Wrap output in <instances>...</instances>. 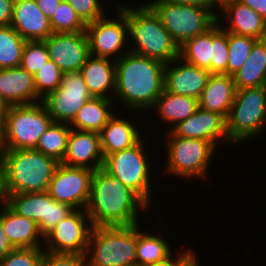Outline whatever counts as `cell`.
<instances>
[{"mask_svg": "<svg viewBox=\"0 0 266 266\" xmlns=\"http://www.w3.org/2000/svg\"><path fill=\"white\" fill-rule=\"evenodd\" d=\"M48 59V50L44 41H26L20 66L34 75Z\"/></svg>", "mask_w": 266, "mask_h": 266, "instance_id": "38", "label": "cell"}, {"mask_svg": "<svg viewBox=\"0 0 266 266\" xmlns=\"http://www.w3.org/2000/svg\"><path fill=\"white\" fill-rule=\"evenodd\" d=\"M8 105L0 98V128L3 126Z\"/></svg>", "mask_w": 266, "mask_h": 266, "instance_id": "52", "label": "cell"}, {"mask_svg": "<svg viewBox=\"0 0 266 266\" xmlns=\"http://www.w3.org/2000/svg\"><path fill=\"white\" fill-rule=\"evenodd\" d=\"M80 72L93 97H103L113 100L116 81L115 60L90 55Z\"/></svg>", "mask_w": 266, "mask_h": 266, "instance_id": "23", "label": "cell"}, {"mask_svg": "<svg viewBox=\"0 0 266 266\" xmlns=\"http://www.w3.org/2000/svg\"><path fill=\"white\" fill-rule=\"evenodd\" d=\"M0 221L15 248H43L44 237L35 221L17 214L8 205L0 211Z\"/></svg>", "mask_w": 266, "mask_h": 266, "instance_id": "24", "label": "cell"}, {"mask_svg": "<svg viewBox=\"0 0 266 266\" xmlns=\"http://www.w3.org/2000/svg\"><path fill=\"white\" fill-rule=\"evenodd\" d=\"M165 65L157 59L125 53L116 60L113 99L133 112H148L164 90Z\"/></svg>", "mask_w": 266, "mask_h": 266, "instance_id": "2", "label": "cell"}, {"mask_svg": "<svg viewBox=\"0 0 266 266\" xmlns=\"http://www.w3.org/2000/svg\"><path fill=\"white\" fill-rule=\"evenodd\" d=\"M221 13L223 14L221 17L224 16L223 19L218 15L217 20L220 24L221 20L223 22L225 20V26L221 24L225 31L257 40L266 39V20L247 5L235 0L232 4L227 5Z\"/></svg>", "mask_w": 266, "mask_h": 266, "instance_id": "20", "label": "cell"}, {"mask_svg": "<svg viewBox=\"0 0 266 266\" xmlns=\"http://www.w3.org/2000/svg\"><path fill=\"white\" fill-rule=\"evenodd\" d=\"M210 75L208 70L191 65L178 57L165 65L164 90L199 99Z\"/></svg>", "mask_w": 266, "mask_h": 266, "instance_id": "16", "label": "cell"}, {"mask_svg": "<svg viewBox=\"0 0 266 266\" xmlns=\"http://www.w3.org/2000/svg\"><path fill=\"white\" fill-rule=\"evenodd\" d=\"M11 26L26 41H44L53 34L50 20L35 0H14Z\"/></svg>", "mask_w": 266, "mask_h": 266, "instance_id": "19", "label": "cell"}, {"mask_svg": "<svg viewBox=\"0 0 266 266\" xmlns=\"http://www.w3.org/2000/svg\"><path fill=\"white\" fill-rule=\"evenodd\" d=\"M192 251L193 250L191 248L189 249V247L187 249L185 248V251L183 249L180 254L177 253L178 257L171 256L162 262L154 263L148 266H179L192 253Z\"/></svg>", "mask_w": 266, "mask_h": 266, "instance_id": "44", "label": "cell"}, {"mask_svg": "<svg viewBox=\"0 0 266 266\" xmlns=\"http://www.w3.org/2000/svg\"><path fill=\"white\" fill-rule=\"evenodd\" d=\"M64 1L69 3L74 8L75 12L86 24L94 22L108 15V13L106 14L105 11L107 7L105 8V4L102 3L103 0H64Z\"/></svg>", "mask_w": 266, "mask_h": 266, "instance_id": "40", "label": "cell"}, {"mask_svg": "<svg viewBox=\"0 0 266 266\" xmlns=\"http://www.w3.org/2000/svg\"><path fill=\"white\" fill-rule=\"evenodd\" d=\"M114 13L117 16L116 19L115 16H112L114 17L112 19L109 15V18L105 16L87 24L85 32L91 56L110 58L116 61L125 53L130 52L129 47L124 49L129 39L127 16L118 6Z\"/></svg>", "mask_w": 266, "mask_h": 266, "instance_id": "11", "label": "cell"}, {"mask_svg": "<svg viewBox=\"0 0 266 266\" xmlns=\"http://www.w3.org/2000/svg\"><path fill=\"white\" fill-rule=\"evenodd\" d=\"M43 248H15L0 260V266H40Z\"/></svg>", "mask_w": 266, "mask_h": 266, "instance_id": "39", "label": "cell"}, {"mask_svg": "<svg viewBox=\"0 0 266 266\" xmlns=\"http://www.w3.org/2000/svg\"><path fill=\"white\" fill-rule=\"evenodd\" d=\"M63 72L50 59L33 75L37 97L42 101L49 93L60 85Z\"/></svg>", "mask_w": 266, "mask_h": 266, "instance_id": "37", "label": "cell"}, {"mask_svg": "<svg viewBox=\"0 0 266 266\" xmlns=\"http://www.w3.org/2000/svg\"><path fill=\"white\" fill-rule=\"evenodd\" d=\"M164 146L167 154L165 173L183 179H207L209 166L217 148L207 140L175 136L171 131L164 132ZM209 170V171H208ZM206 177V178H205Z\"/></svg>", "mask_w": 266, "mask_h": 266, "instance_id": "7", "label": "cell"}, {"mask_svg": "<svg viewBox=\"0 0 266 266\" xmlns=\"http://www.w3.org/2000/svg\"><path fill=\"white\" fill-rule=\"evenodd\" d=\"M59 163L35 149H4L7 193L46 192Z\"/></svg>", "mask_w": 266, "mask_h": 266, "instance_id": "4", "label": "cell"}, {"mask_svg": "<svg viewBox=\"0 0 266 266\" xmlns=\"http://www.w3.org/2000/svg\"><path fill=\"white\" fill-rule=\"evenodd\" d=\"M257 39L228 32L227 75L233 76L246 62Z\"/></svg>", "mask_w": 266, "mask_h": 266, "instance_id": "35", "label": "cell"}, {"mask_svg": "<svg viewBox=\"0 0 266 266\" xmlns=\"http://www.w3.org/2000/svg\"><path fill=\"white\" fill-rule=\"evenodd\" d=\"M139 225L137 224L136 264L148 266L162 262L173 255V249L163 237L144 232L139 229Z\"/></svg>", "mask_w": 266, "mask_h": 266, "instance_id": "30", "label": "cell"}, {"mask_svg": "<svg viewBox=\"0 0 266 266\" xmlns=\"http://www.w3.org/2000/svg\"><path fill=\"white\" fill-rule=\"evenodd\" d=\"M122 5V6H121ZM119 4L118 8L127 16L128 44L130 52L170 63L180 57V47L164 28L154 10L146 3L139 6ZM138 6V7H137Z\"/></svg>", "mask_w": 266, "mask_h": 266, "instance_id": "3", "label": "cell"}, {"mask_svg": "<svg viewBox=\"0 0 266 266\" xmlns=\"http://www.w3.org/2000/svg\"><path fill=\"white\" fill-rule=\"evenodd\" d=\"M171 132L179 137L210 141L216 148L219 141L230 143L226 130V119L219 113L210 112L200 107L189 118L177 124Z\"/></svg>", "mask_w": 266, "mask_h": 266, "instance_id": "17", "label": "cell"}, {"mask_svg": "<svg viewBox=\"0 0 266 266\" xmlns=\"http://www.w3.org/2000/svg\"><path fill=\"white\" fill-rule=\"evenodd\" d=\"M266 129V86L236 90L226 119V130L232 144L257 139ZM252 138V139H251Z\"/></svg>", "mask_w": 266, "mask_h": 266, "instance_id": "6", "label": "cell"}, {"mask_svg": "<svg viewBox=\"0 0 266 266\" xmlns=\"http://www.w3.org/2000/svg\"><path fill=\"white\" fill-rule=\"evenodd\" d=\"M197 255L192 252L179 266H199Z\"/></svg>", "mask_w": 266, "mask_h": 266, "instance_id": "51", "label": "cell"}, {"mask_svg": "<svg viewBox=\"0 0 266 266\" xmlns=\"http://www.w3.org/2000/svg\"><path fill=\"white\" fill-rule=\"evenodd\" d=\"M199 108L198 99L191 96H183L174 93H169L163 90L157 101L150 109L156 110L158 117L169 123L172 127L165 131H171L177 124L186 120L193 115ZM171 123V124H170Z\"/></svg>", "mask_w": 266, "mask_h": 266, "instance_id": "26", "label": "cell"}, {"mask_svg": "<svg viewBox=\"0 0 266 266\" xmlns=\"http://www.w3.org/2000/svg\"><path fill=\"white\" fill-rule=\"evenodd\" d=\"M14 0H0V26H11Z\"/></svg>", "mask_w": 266, "mask_h": 266, "instance_id": "43", "label": "cell"}, {"mask_svg": "<svg viewBox=\"0 0 266 266\" xmlns=\"http://www.w3.org/2000/svg\"><path fill=\"white\" fill-rule=\"evenodd\" d=\"M39 9L44 15L51 20L53 13L57 10V7L62 0H35Z\"/></svg>", "mask_w": 266, "mask_h": 266, "instance_id": "45", "label": "cell"}, {"mask_svg": "<svg viewBox=\"0 0 266 266\" xmlns=\"http://www.w3.org/2000/svg\"><path fill=\"white\" fill-rule=\"evenodd\" d=\"M26 40L12 27L0 26V69L19 67Z\"/></svg>", "mask_w": 266, "mask_h": 266, "instance_id": "33", "label": "cell"}, {"mask_svg": "<svg viewBox=\"0 0 266 266\" xmlns=\"http://www.w3.org/2000/svg\"><path fill=\"white\" fill-rule=\"evenodd\" d=\"M49 59L65 72L80 71L89 53L86 32L53 33L44 40Z\"/></svg>", "mask_w": 266, "mask_h": 266, "instance_id": "15", "label": "cell"}, {"mask_svg": "<svg viewBox=\"0 0 266 266\" xmlns=\"http://www.w3.org/2000/svg\"><path fill=\"white\" fill-rule=\"evenodd\" d=\"M258 12L266 20V0H238Z\"/></svg>", "mask_w": 266, "mask_h": 266, "instance_id": "47", "label": "cell"}, {"mask_svg": "<svg viewBox=\"0 0 266 266\" xmlns=\"http://www.w3.org/2000/svg\"><path fill=\"white\" fill-rule=\"evenodd\" d=\"M149 2H166L169 4H183V5H193L198 7H209L208 0H152Z\"/></svg>", "mask_w": 266, "mask_h": 266, "instance_id": "49", "label": "cell"}, {"mask_svg": "<svg viewBox=\"0 0 266 266\" xmlns=\"http://www.w3.org/2000/svg\"><path fill=\"white\" fill-rule=\"evenodd\" d=\"M143 138L132 147L117 151L104 158L103 169L120 180L126 187L136 192L148 205H151L152 185L151 165L145 153ZM145 145V146H144ZM151 175V176H150ZM152 180V181H151Z\"/></svg>", "mask_w": 266, "mask_h": 266, "instance_id": "9", "label": "cell"}, {"mask_svg": "<svg viewBox=\"0 0 266 266\" xmlns=\"http://www.w3.org/2000/svg\"><path fill=\"white\" fill-rule=\"evenodd\" d=\"M103 162L99 133L71 128L66 153L60 163L95 171L103 167Z\"/></svg>", "mask_w": 266, "mask_h": 266, "instance_id": "18", "label": "cell"}, {"mask_svg": "<svg viewBox=\"0 0 266 266\" xmlns=\"http://www.w3.org/2000/svg\"><path fill=\"white\" fill-rule=\"evenodd\" d=\"M209 8L215 11L216 14H219L217 11H222L227 5L232 4L235 0H208Z\"/></svg>", "mask_w": 266, "mask_h": 266, "instance_id": "50", "label": "cell"}, {"mask_svg": "<svg viewBox=\"0 0 266 266\" xmlns=\"http://www.w3.org/2000/svg\"><path fill=\"white\" fill-rule=\"evenodd\" d=\"M94 171L59 163L47 192L57 202L70 205L75 210H85L90 198Z\"/></svg>", "mask_w": 266, "mask_h": 266, "instance_id": "14", "label": "cell"}, {"mask_svg": "<svg viewBox=\"0 0 266 266\" xmlns=\"http://www.w3.org/2000/svg\"><path fill=\"white\" fill-rule=\"evenodd\" d=\"M116 114L117 112L109 118L99 132L100 147L104 158L111 153L132 147L143 138L141 129L139 130L135 123H132V119L128 121L129 119L124 115L119 117Z\"/></svg>", "mask_w": 266, "mask_h": 266, "instance_id": "22", "label": "cell"}, {"mask_svg": "<svg viewBox=\"0 0 266 266\" xmlns=\"http://www.w3.org/2000/svg\"><path fill=\"white\" fill-rule=\"evenodd\" d=\"M236 87L233 76L227 74H211L198 102L201 109L221 114L227 119Z\"/></svg>", "mask_w": 266, "mask_h": 266, "instance_id": "25", "label": "cell"}, {"mask_svg": "<svg viewBox=\"0 0 266 266\" xmlns=\"http://www.w3.org/2000/svg\"><path fill=\"white\" fill-rule=\"evenodd\" d=\"M137 224L93 227L85 254L86 266H131L136 264Z\"/></svg>", "mask_w": 266, "mask_h": 266, "instance_id": "5", "label": "cell"}, {"mask_svg": "<svg viewBox=\"0 0 266 266\" xmlns=\"http://www.w3.org/2000/svg\"><path fill=\"white\" fill-rule=\"evenodd\" d=\"M228 63V32L217 22L212 27V58L210 59L211 74H227Z\"/></svg>", "mask_w": 266, "mask_h": 266, "instance_id": "36", "label": "cell"}, {"mask_svg": "<svg viewBox=\"0 0 266 266\" xmlns=\"http://www.w3.org/2000/svg\"><path fill=\"white\" fill-rule=\"evenodd\" d=\"M75 209L70 205L57 202L49 195V212L48 221H40L38 223L39 230L45 237L60 221L65 219Z\"/></svg>", "mask_w": 266, "mask_h": 266, "instance_id": "41", "label": "cell"}, {"mask_svg": "<svg viewBox=\"0 0 266 266\" xmlns=\"http://www.w3.org/2000/svg\"><path fill=\"white\" fill-rule=\"evenodd\" d=\"M149 207L136 192L103 168L94 171L85 209L93 227L139 224V212H145Z\"/></svg>", "mask_w": 266, "mask_h": 266, "instance_id": "1", "label": "cell"}, {"mask_svg": "<svg viewBox=\"0 0 266 266\" xmlns=\"http://www.w3.org/2000/svg\"><path fill=\"white\" fill-rule=\"evenodd\" d=\"M147 4L157 14L164 28L171 34L179 47L187 40L208 31L218 22V15H220L209 7L166 2Z\"/></svg>", "mask_w": 266, "mask_h": 266, "instance_id": "10", "label": "cell"}, {"mask_svg": "<svg viewBox=\"0 0 266 266\" xmlns=\"http://www.w3.org/2000/svg\"><path fill=\"white\" fill-rule=\"evenodd\" d=\"M8 206L17 214L37 224L40 221H48L49 193L46 191L8 194Z\"/></svg>", "mask_w": 266, "mask_h": 266, "instance_id": "29", "label": "cell"}, {"mask_svg": "<svg viewBox=\"0 0 266 266\" xmlns=\"http://www.w3.org/2000/svg\"><path fill=\"white\" fill-rule=\"evenodd\" d=\"M42 101L8 106L1 127L4 149H35L40 136L53 123Z\"/></svg>", "mask_w": 266, "mask_h": 266, "instance_id": "8", "label": "cell"}, {"mask_svg": "<svg viewBox=\"0 0 266 266\" xmlns=\"http://www.w3.org/2000/svg\"><path fill=\"white\" fill-rule=\"evenodd\" d=\"M53 33H78L86 29L87 24L79 17L74 8L62 0L50 20Z\"/></svg>", "mask_w": 266, "mask_h": 266, "instance_id": "34", "label": "cell"}, {"mask_svg": "<svg viewBox=\"0 0 266 266\" xmlns=\"http://www.w3.org/2000/svg\"><path fill=\"white\" fill-rule=\"evenodd\" d=\"M40 266H86L84 255L45 251Z\"/></svg>", "mask_w": 266, "mask_h": 266, "instance_id": "42", "label": "cell"}, {"mask_svg": "<svg viewBox=\"0 0 266 266\" xmlns=\"http://www.w3.org/2000/svg\"><path fill=\"white\" fill-rule=\"evenodd\" d=\"M180 58L185 62L208 70L212 58V27L203 34L187 40L180 46Z\"/></svg>", "mask_w": 266, "mask_h": 266, "instance_id": "31", "label": "cell"}, {"mask_svg": "<svg viewBox=\"0 0 266 266\" xmlns=\"http://www.w3.org/2000/svg\"><path fill=\"white\" fill-rule=\"evenodd\" d=\"M0 204V209L8 205V193L6 190L5 171L2 165L0 166Z\"/></svg>", "mask_w": 266, "mask_h": 266, "instance_id": "48", "label": "cell"}, {"mask_svg": "<svg viewBox=\"0 0 266 266\" xmlns=\"http://www.w3.org/2000/svg\"><path fill=\"white\" fill-rule=\"evenodd\" d=\"M3 152H4V148L2 144V133H1V128H0V166L2 165V161H3Z\"/></svg>", "mask_w": 266, "mask_h": 266, "instance_id": "53", "label": "cell"}, {"mask_svg": "<svg viewBox=\"0 0 266 266\" xmlns=\"http://www.w3.org/2000/svg\"><path fill=\"white\" fill-rule=\"evenodd\" d=\"M92 228L86 210H74L44 237L43 249L85 256Z\"/></svg>", "mask_w": 266, "mask_h": 266, "instance_id": "13", "label": "cell"}, {"mask_svg": "<svg viewBox=\"0 0 266 266\" xmlns=\"http://www.w3.org/2000/svg\"><path fill=\"white\" fill-rule=\"evenodd\" d=\"M113 103H115L113 100L107 98L93 97L78 111L74 120L69 124L70 127L75 130L99 133L115 113Z\"/></svg>", "mask_w": 266, "mask_h": 266, "instance_id": "28", "label": "cell"}, {"mask_svg": "<svg viewBox=\"0 0 266 266\" xmlns=\"http://www.w3.org/2000/svg\"><path fill=\"white\" fill-rule=\"evenodd\" d=\"M80 71L62 74L61 85L42 99L54 122L70 124L83 105L92 99Z\"/></svg>", "mask_w": 266, "mask_h": 266, "instance_id": "12", "label": "cell"}, {"mask_svg": "<svg viewBox=\"0 0 266 266\" xmlns=\"http://www.w3.org/2000/svg\"><path fill=\"white\" fill-rule=\"evenodd\" d=\"M233 79L236 90L266 86V39L254 43L246 62Z\"/></svg>", "mask_w": 266, "mask_h": 266, "instance_id": "27", "label": "cell"}, {"mask_svg": "<svg viewBox=\"0 0 266 266\" xmlns=\"http://www.w3.org/2000/svg\"><path fill=\"white\" fill-rule=\"evenodd\" d=\"M70 131L68 123L53 122L40 136L35 150L61 162L66 153Z\"/></svg>", "mask_w": 266, "mask_h": 266, "instance_id": "32", "label": "cell"}, {"mask_svg": "<svg viewBox=\"0 0 266 266\" xmlns=\"http://www.w3.org/2000/svg\"><path fill=\"white\" fill-rule=\"evenodd\" d=\"M14 249L15 247L9 241L0 221V260L6 257L8 253Z\"/></svg>", "mask_w": 266, "mask_h": 266, "instance_id": "46", "label": "cell"}, {"mask_svg": "<svg viewBox=\"0 0 266 266\" xmlns=\"http://www.w3.org/2000/svg\"><path fill=\"white\" fill-rule=\"evenodd\" d=\"M0 98L8 106L40 102L34 77L21 66L0 69Z\"/></svg>", "mask_w": 266, "mask_h": 266, "instance_id": "21", "label": "cell"}]
</instances>
